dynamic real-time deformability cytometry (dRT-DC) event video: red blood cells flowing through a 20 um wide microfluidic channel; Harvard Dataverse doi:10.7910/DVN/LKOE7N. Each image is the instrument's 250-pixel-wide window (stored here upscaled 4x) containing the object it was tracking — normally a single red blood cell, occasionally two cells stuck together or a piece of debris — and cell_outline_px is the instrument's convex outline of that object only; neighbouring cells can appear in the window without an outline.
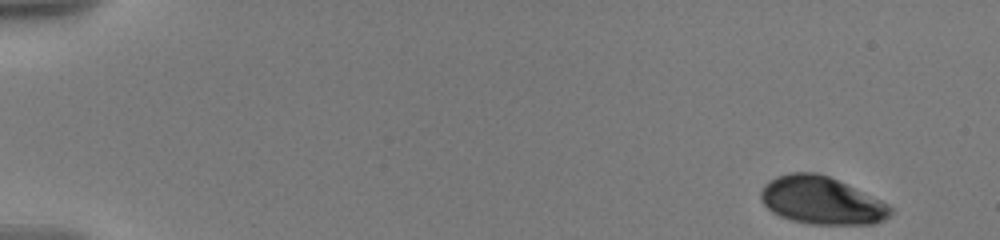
{"species": "human", "species_latin": "Homo sapiens", "temperature_condition": "warm", "stored_images_in_passage": 54, "camera_frame_rate_fps": 3000, "um_per_image_px": 0.085, "donor": {"sex": "male"}, "frame": {"image": 1, "passage_image": 1, "time_ms": 0.0, "image_size_px": [1000, 240], "cell_outline_px": [[892, 212], [884, 220], [872, 224], [808, 224], [792, 220], [780, 216], [772, 212], [760, 200], [760, 192], [764, 184], [776, 176], [792, 172], [816, 172], [828, 176], [880, 200], [888, 204], [892, 208]], "centroid_in_image_um": [69.79, 17.04], "position_along_channel_um": 15.2, "area_um2": 35.78}}
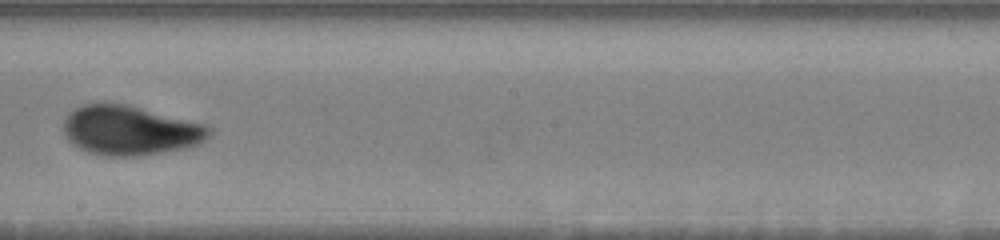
{"frame": {"image": 2, "passage_image": 34, "time_ms": 10.333, "image_size_px": [1000, 240], "cell_outline_px": [[212, 136], [200, 144], [184, 148], [136, 156], [100, 156], [88, 152], [72, 144], [68, 140], [64, 132], [64, 116], [72, 108], [80, 104], [100, 100], [128, 104], [208, 124], [212, 128]], "centroid_in_image_um": [11.05, 11.04], "position_along_channel_um": 237.2, "area_um2": 43.29}}
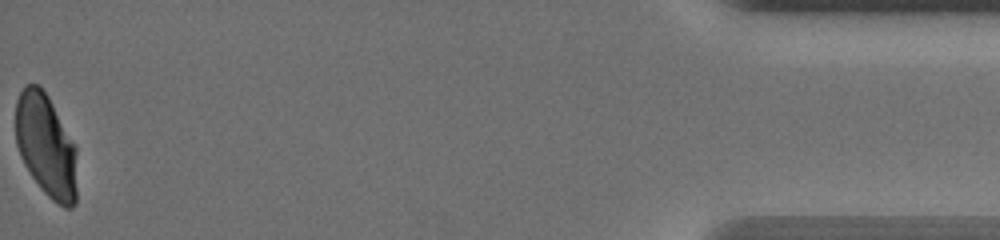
{"frame": {"image": 3, "passage_image": 54, "time_ms": 18.0, "image_size_px": [1000, 240], "cell_outline_px": [[76, 204], [72, 208], [64, 208], [52, 200], [40, 188], [24, 164], [20, 156], [16, 144], [16, 100], [24, 84], [40, 84], [48, 96], [76, 148]], "centroid_in_image_um": [3.9, 12.38], "position_along_channel_um": 431.3, "area_um2": 36.88}, "authors_computed_cell_mechanics": {"area_um2": 38.4659, "velocity_mm_per_s": 3.579, "shape_relaxation_time_tau1_ms": 3.6159, "shape_relaxation_time_tau2_ms": null, "deformation_change_tau1": 0.1311, "deformation_change_tau2": null}}